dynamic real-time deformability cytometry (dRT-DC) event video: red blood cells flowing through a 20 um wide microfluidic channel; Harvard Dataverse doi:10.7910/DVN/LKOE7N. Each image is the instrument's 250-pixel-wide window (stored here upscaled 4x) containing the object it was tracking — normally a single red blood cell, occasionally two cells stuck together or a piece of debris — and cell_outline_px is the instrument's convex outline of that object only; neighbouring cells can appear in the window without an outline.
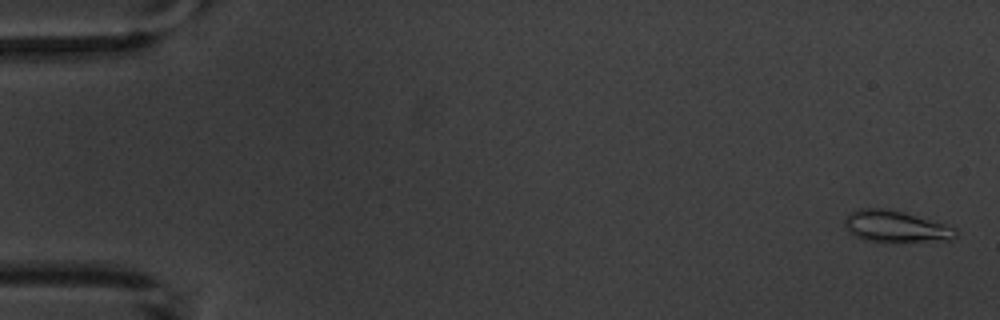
{"species": "common noctule bat (a hibernating species)", "species_latin": "Nyctalus noctula", "temperature_condition": "warm", "stored_images_in_passage": 6, "camera_frame_rate_fps": 3000, "um_per_image_px": 0.085, "animal": {"sex": "male", "body_mass_g": 20.1, "forearm_length_mm": 53.5}, "frame": {"image": 1, "passage_image": 1, "time_ms": 0.0, "image_size_px": [1000, 320], "cell_outline_px": [[956, 236], [952, 240], [864, 240], [848, 232], [844, 224], [844, 220], [852, 212], [860, 208], [880, 208], [904, 212], [936, 220], [956, 228]], "centroid_in_image_um": [76.15, 19.22], "position_along_channel_um": 8.8, "area_um2": 19.94}}
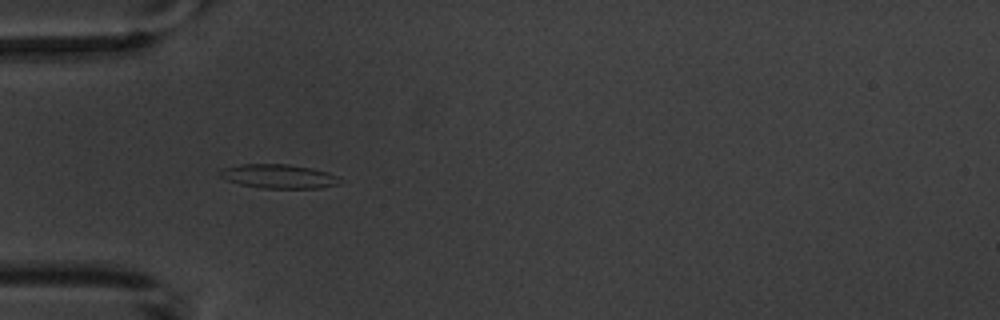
{"frame": {"image": 2, "passage_image": 5, "time_ms": 5.333, "image_size_px": [1000, 320], "cell_outline_px": [[344, 180], [336, 184], [320, 188], [260, 188], [240, 184], [228, 180], [220, 176], [216, 172], [224, 168], [240, 164], [288, 164], [312, 168], [328, 172]], "centroid_in_image_um": [23.68, 14.98], "position_along_channel_um": 61.3, "area_um2": 16.82}}